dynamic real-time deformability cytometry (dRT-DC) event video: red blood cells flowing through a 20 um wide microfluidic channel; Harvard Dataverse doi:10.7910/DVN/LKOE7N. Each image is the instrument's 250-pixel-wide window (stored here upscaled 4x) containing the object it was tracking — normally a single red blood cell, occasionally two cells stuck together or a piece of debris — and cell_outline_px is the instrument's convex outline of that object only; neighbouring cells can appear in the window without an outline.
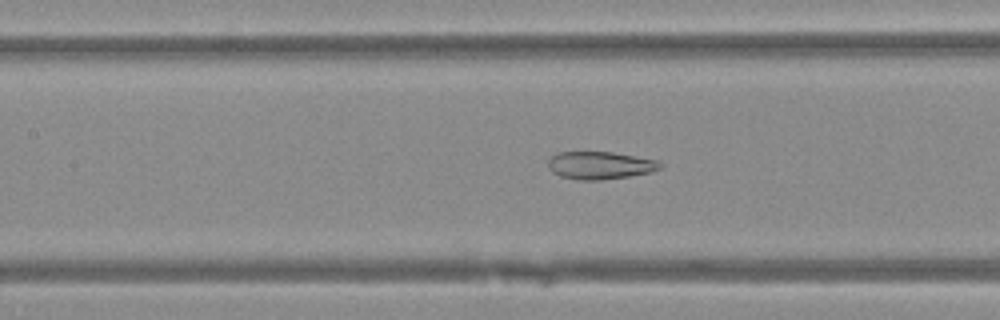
{"species": "Egyptian fruit bat (a non-hibernating species)", "species_latin": "Rousettus aegyptiacus", "temperature_condition": "warm", "stored_images_in_passage": 37, "camera_frame_rate_fps": 3000, "um_per_image_px": 0.085, "animal": {"sex": "female"}, "frame": {"image": 1, "passage_image": 15, "time_ms": 4.667, "image_size_px": [1000, 320], "cell_outline_px": [[664, 164], [660, 168], [652, 172], [628, 176], [600, 180], [576, 180], [560, 176], [552, 172], [548, 168], [548, 160], [552, 156], [560, 152], [612, 152], [656, 160]], "centroid_in_image_um": [50.99, 14.06], "position_along_channel_um": 156.4, "area_um2": 18.03}}
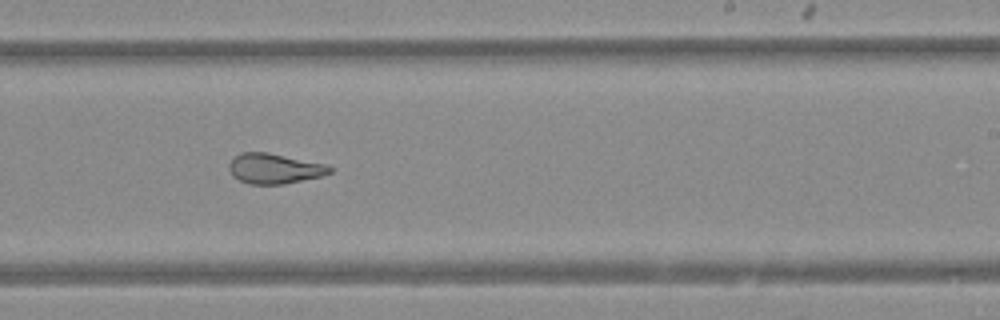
{"frame": {"image": 2, "passage_image": 23, "time_ms": 7.333, "image_size_px": [1000, 320], "cell_outline_px": [[332, 172], [320, 176], [284, 184], [248, 184], [232, 176], [228, 168], [228, 164], [240, 152], [268, 152], [324, 164], [332, 168]], "centroid_in_image_um": [23.28, 14.33], "position_along_channel_um": 265.7, "area_um2": 17.57}}
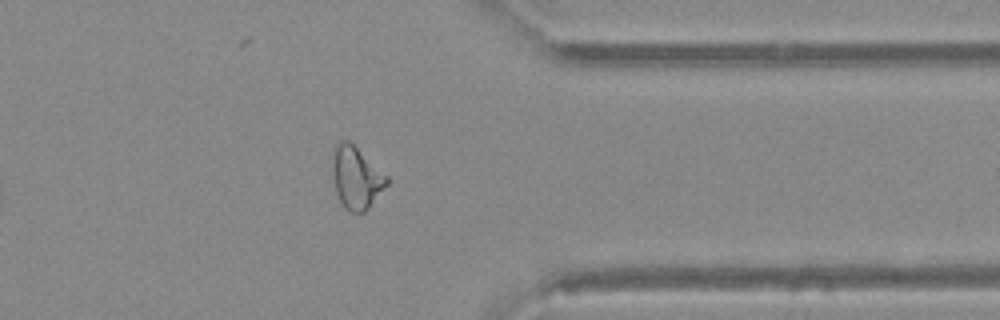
{"frame": {"image": 3, "passage_image": 32, "time_ms": 10.333, "image_size_px": [1000, 320], "cell_outline_px": [[388, 184], [368, 208], [364, 212], [348, 212], [344, 208], [336, 192], [332, 168], [332, 148], [340, 140], [348, 140], [388, 176]], "centroid_in_image_um": [30.26, 15.09], "position_along_channel_um": 381.1, "area_um2": 19.65}}